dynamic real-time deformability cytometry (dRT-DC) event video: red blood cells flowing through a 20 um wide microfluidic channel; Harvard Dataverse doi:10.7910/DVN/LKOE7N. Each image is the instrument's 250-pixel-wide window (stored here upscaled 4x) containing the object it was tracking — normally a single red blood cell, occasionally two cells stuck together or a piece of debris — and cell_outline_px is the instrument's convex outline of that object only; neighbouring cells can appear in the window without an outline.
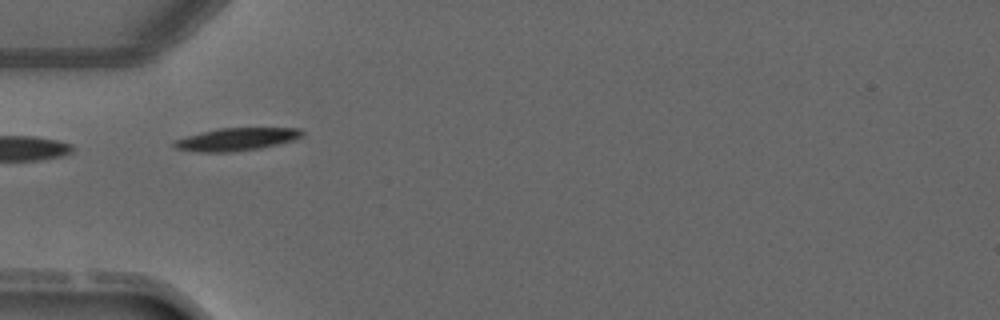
{"species": "common noctule bat (a hibernating species)", "species_latin": "Nyctalus noctula", "temperature_condition": "warm", "stored_images_in_passage": 5, "camera_frame_rate_fps": 3000, "um_per_image_px": 0.085, "animal": {"sex": "male", "forearm_length_mm": 52.5}, "frame": {"image": 1, "passage_image": 5, "time_ms": 5.0, "image_size_px": [1000, 320], "cell_outline_px": [[304, 136], [292, 140], [260, 148], [228, 152], [200, 152], [176, 148], [172, 144], [172, 140], [200, 132], [216, 128], [300, 128], [304, 132]], "centroid_in_image_um": [20.07, 11.83], "position_along_channel_um": 64.9, "area_um2": 16.94}}